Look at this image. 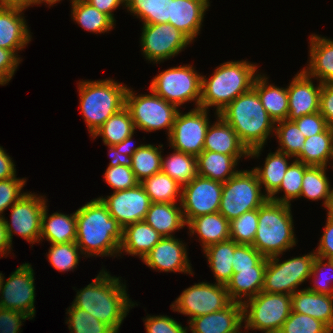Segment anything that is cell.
I'll return each instance as SVG.
<instances>
[{
    "label": "cell",
    "mask_w": 333,
    "mask_h": 333,
    "mask_svg": "<svg viewBox=\"0 0 333 333\" xmlns=\"http://www.w3.org/2000/svg\"><path fill=\"white\" fill-rule=\"evenodd\" d=\"M76 244L85 256H119L123 227L100 198L76 210ZM87 253V254H86Z\"/></svg>",
    "instance_id": "cell-1"
},
{
    "label": "cell",
    "mask_w": 333,
    "mask_h": 333,
    "mask_svg": "<svg viewBox=\"0 0 333 333\" xmlns=\"http://www.w3.org/2000/svg\"><path fill=\"white\" fill-rule=\"evenodd\" d=\"M121 281L119 277L111 276L102 269L90 284L77 290L72 304L119 333V328L130 308L138 305L129 299L126 285Z\"/></svg>",
    "instance_id": "cell-2"
},
{
    "label": "cell",
    "mask_w": 333,
    "mask_h": 333,
    "mask_svg": "<svg viewBox=\"0 0 333 333\" xmlns=\"http://www.w3.org/2000/svg\"><path fill=\"white\" fill-rule=\"evenodd\" d=\"M218 115L235 130L251 158L260 156L267 138L275 130L276 123L264 109L253 87L239 95Z\"/></svg>",
    "instance_id": "cell-3"
},
{
    "label": "cell",
    "mask_w": 333,
    "mask_h": 333,
    "mask_svg": "<svg viewBox=\"0 0 333 333\" xmlns=\"http://www.w3.org/2000/svg\"><path fill=\"white\" fill-rule=\"evenodd\" d=\"M257 69L255 63L246 60L221 63L211 77L202 76L200 107L207 110L214 107L218 115L239 95L253 87L259 75Z\"/></svg>",
    "instance_id": "cell-4"
},
{
    "label": "cell",
    "mask_w": 333,
    "mask_h": 333,
    "mask_svg": "<svg viewBox=\"0 0 333 333\" xmlns=\"http://www.w3.org/2000/svg\"><path fill=\"white\" fill-rule=\"evenodd\" d=\"M291 204L267 199L258 208V228L253 247L264 257L281 255L296 245Z\"/></svg>",
    "instance_id": "cell-5"
},
{
    "label": "cell",
    "mask_w": 333,
    "mask_h": 333,
    "mask_svg": "<svg viewBox=\"0 0 333 333\" xmlns=\"http://www.w3.org/2000/svg\"><path fill=\"white\" fill-rule=\"evenodd\" d=\"M128 87L113 79L80 81V109L91 136L113 114L125 107Z\"/></svg>",
    "instance_id": "cell-6"
},
{
    "label": "cell",
    "mask_w": 333,
    "mask_h": 333,
    "mask_svg": "<svg viewBox=\"0 0 333 333\" xmlns=\"http://www.w3.org/2000/svg\"><path fill=\"white\" fill-rule=\"evenodd\" d=\"M261 184L256 172L239 170L223 183L219 213L229 222L245 212L258 209L268 197L261 192Z\"/></svg>",
    "instance_id": "cell-7"
},
{
    "label": "cell",
    "mask_w": 333,
    "mask_h": 333,
    "mask_svg": "<svg viewBox=\"0 0 333 333\" xmlns=\"http://www.w3.org/2000/svg\"><path fill=\"white\" fill-rule=\"evenodd\" d=\"M245 329L262 333H278L292 311L291 295L259 292L243 303Z\"/></svg>",
    "instance_id": "cell-8"
},
{
    "label": "cell",
    "mask_w": 333,
    "mask_h": 333,
    "mask_svg": "<svg viewBox=\"0 0 333 333\" xmlns=\"http://www.w3.org/2000/svg\"><path fill=\"white\" fill-rule=\"evenodd\" d=\"M149 90L151 94L136 95L128 87L125 107L131 115L135 129L146 132L167 129L169 136L180 109L158 96L152 89L149 88Z\"/></svg>",
    "instance_id": "cell-9"
},
{
    "label": "cell",
    "mask_w": 333,
    "mask_h": 333,
    "mask_svg": "<svg viewBox=\"0 0 333 333\" xmlns=\"http://www.w3.org/2000/svg\"><path fill=\"white\" fill-rule=\"evenodd\" d=\"M201 87L202 75L186 64L160 72L149 88L178 108L189 101H195V106L200 107Z\"/></svg>",
    "instance_id": "cell-10"
},
{
    "label": "cell",
    "mask_w": 333,
    "mask_h": 333,
    "mask_svg": "<svg viewBox=\"0 0 333 333\" xmlns=\"http://www.w3.org/2000/svg\"><path fill=\"white\" fill-rule=\"evenodd\" d=\"M280 254L267 258L262 291L293 295L310 278L315 252L280 262Z\"/></svg>",
    "instance_id": "cell-11"
},
{
    "label": "cell",
    "mask_w": 333,
    "mask_h": 333,
    "mask_svg": "<svg viewBox=\"0 0 333 333\" xmlns=\"http://www.w3.org/2000/svg\"><path fill=\"white\" fill-rule=\"evenodd\" d=\"M225 285L208 282L195 283L184 289L172 303L171 309L192 318L220 311L231 303Z\"/></svg>",
    "instance_id": "cell-12"
},
{
    "label": "cell",
    "mask_w": 333,
    "mask_h": 333,
    "mask_svg": "<svg viewBox=\"0 0 333 333\" xmlns=\"http://www.w3.org/2000/svg\"><path fill=\"white\" fill-rule=\"evenodd\" d=\"M208 110L195 107L183 114L178 111L168 136L169 146L177 151L198 156L204 149V141L210 121Z\"/></svg>",
    "instance_id": "cell-13"
},
{
    "label": "cell",
    "mask_w": 333,
    "mask_h": 333,
    "mask_svg": "<svg viewBox=\"0 0 333 333\" xmlns=\"http://www.w3.org/2000/svg\"><path fill=\"white\" fill-rule=\"evenodd\" d=\"M140 38L142 54L153 63L164 62L176 56L191 43L170 23L143 25Z\"/></svg>",
    "instance_id": "cell-14"
},
{
    "label": "cell",
    "mask_w": 333,
    "mask_h": 333,
    "mask_svg": "<svg viewBox=\"0 0 333 333\" xmlns=\"http://www.w3.org/2000/svg\"><path fill=\"white\" fill-rule=\"evenodd\" d=\"M45 197L32 192L25 194L14 203L11 209V223L4 217L9 239L12 243L13 233L26 239L27 242L39 243L41 235L42 215L46 203Z\"/></svg>",
    "instance_id": "cell-15"
},
{
    "label": "cell",
    "mask_w": 333,
    "mask_h": 333,
    "mask_svg": "<svg viewBox=\"0 0 333 333\" xmlns=\"http://www.w3.org/2000/svg\"><path fill=\"white\" fill-rule=\"evenodd\" d=\"M2 274L0 284V308L22 312L30 317L35 315V279L29 263L20 265L8 279Z\"/></svg>",
    "instance_id": "cell-16"
},
{
    "label": "cell",
    "mask_w": 333,
    "mask_h": 333,
    "mask_svg": "<svg viewBox=\"0 0 333 333\" xmlns=\"http://www.w3.org/2000/svg\"><path fill=\"white\" fill-rule=\"evenodd\" d=\"M223 183L197 175L182 187L181 208L186 225L195 217L219 211Z\"/></svg>",
    "instance_id": "cell-17"
},
{
    "label": "cell",
    "mask_w": 333,
    "mask_h": 333,
    "mask_svg": "<svg viewBox=\"0 0 333 333\" xmlns=\"http://www.w3.org/2000/svg\"><path fill=\"white\" fill-rule=\"evenodd\" d=\"M99 198L123 228L143 221L151 205V200L140 183L136 187L113 191L110 196Z\"/></svg>",
    "instance_id": "cell-18"
},
{
    "label": "cell",
    "mask_w": 333,
    "mask_h": 333,
    "mask_svg": "<svg viewBox=\"0 0 333 333\" xmlns=\"http://www.w3.org/2000/svg\"><path fill=\"white\" fill-rule=\"evenodd\" d=\"M186 245L175 237L162 239L142 258L151 269L161 272H183L193 275Z\"/></svg>",
    "instance_id": "cell-19"
},
{
    "label": "cell",
    "mask_w": 333,
    "mask_h": 333,
    "mask_svg": "<svg viewBox=\"0 0 333 333\" xmlns=\"http://www.w3.org/2000/svg\"><path fill=\"white\" fill-rule=\"evenodd\" d=\"M322 84H313L311 77L302 69L287 86L289 112L287 120L293 121L319 111Z\"/></svg>",
    "instance_id": "cell-20"
},
{
    "label": "cell",
    "mask_w": 333,
    "mask_h": 333,
    "mask_svg": "<svg viewBox=\"0 0 333 333\" xmlns=\"http://www.w3.org/2000/svg\"><path fill=\"white\" fill-rule=\"evenodd\" d=\"M192 333H241L243 305L231 302L224 309L188 320Z\"/></svg>",
    "instance_id": "cell-21"
},
{
    "label": "cell",
    "mask_w": 333,
    "mask_h": 333,
    "mask_svg": "<svg viewBox=\"0 0 333 333\" xmlns=\"http://www.w3.org/2000/svg\"><path fill=\"white\" fill-rule=\"evenodd\" d=\"M24 8L0 6V48L18 51L31 41V34L23 17Z\"/></svg>",
    "instance_id": "cell-22"
},
{
    "label": "cell",
    "mask_w": 333,
    "mask_h": 333,
    "mask_svg": "<svg viewBox=\"0 0 333 333\" xmlns=\"http://www.w3.org/2000/svg\"><path fill=\"white\" fill-rule=\"evenodd\" d=\"M209 6V0H172L168 23L193 42L201 31L203 18Z\"/></svg>",
    "instance_id": "cell-23"
},
{
    "label": "cell",
    "mask_w": 333,
    "mask_h": 333,
    "mask_svg": "<svg viewBox=\"0 0 333 333\" xmlns=\"http://www.w3.org/2000/svg\"><path fill=\"white\" fill-rule=\"evenodd\" d=\"M266 266L267 257H264L256 266L251 268L233 269L232 277L226 285L231 301L243 303L245 299L255 297L261 292Z\"/></svg>",
    "instance_id": "cell-24"
},
{
    "label": "cell",
    "mask_w": 333,
    "mask_h": 333,
    "mask_svg": "<svg viewBox=\"0 0 333 333\" xmlns=\"http://www.w3.org/2000/svg\"><path fill=\"white\" fill-rule=\"evenodd\" d=\"M309 56L308 67L303 70L321 84L333 83V40L312 34Z\"/></svg>",
    "instance_id": "cell-25"
},
{
    "label": "cell",
    "mask_w": 333,
    "mask_h": 333,
    "mask_svg": "<svg viewBox=\"0 0 333 333\" xmlns=\"http://www.w3.org/2000/svg\"><path fill=\"white\" fill-rule=\"evenodd\" d=\"M291 306L292 311L321 320L333 331V295L301 289L291 295Z\"/></svg>",
    "instance_id": "cell-26"
},
{
    "label": "cell",
    "mask_w": 333,
    "mask_h": 333,
    "mask_svg": "<svg viewBox=\"0 0 333 333\" xmlns=\"http://www.w3.org/2000/svg\"><path fill=\"white\" fill-rule=\"evenodd\" d=\"M203 150L225 155H249V150L240 141L235 130L219 115L217 121L208 126Z\"/></svg>",
    "instance_id": "cell-27"
},
{
    "label": "cell",
    "mask_w": 333,
    "mask_h": 333,
    "mask_svg": "<svg viewBox=\"0 0 333 333\" xmlns=\"http://www.w3.org/2000/svg\"><path fill=\"white\" fill-rule=\"evenodd\" d=\"M162 239V236L144 220L126 225L119 255L125 252L142 258Z\"/></svg>",
    "instance_id": "cell-28"
},
{
    "label": "cell",
    "mask_w": 333,
    "mask_h": 333,
    "mask_svg": "<svg viewBox=\"0 0 333 333\" xmlns=\"http://www.w3.org/2000/svg\"><path fill=\"white\" fill-rule=\"evenodd\" d=\"M249 155H225L219 152L203 150L197 158V173L214 181L225 183L233 177L238 160Z\"/></svg>",
    "instance_id": "cell-29"
},
{
    "label": "cell",
    "mask_w": 333,
    "mask_h": 333,
    "mask_svg": "<svg viewBox=\"0 0 333 333\" xmlns=\"http://www.w3.org/2000/svg\"><path fill=\"white\" fill-rule=\"evenodd\" d=\"M186 226L189 228L190 235L198 234L202 250L212 244L230 239V222L219 212L195 217Z\"/></svg>",
    "instance_id": "cell-30"
},
{
    "label": "cell",
    "mask_w": 333,
    "mask_h": 333,
    "mask_svg": "<svg viewBox=\"0 0 333 333\" xmlns=\"http://www.w3.org/2000/svg\"><path fill=\"white\" fill-rule=\"evenodd\" d=\"M47 212L48 208L45 205L42 215L40 240L42 241L45 238L50 244L76 242V212L70 215L55 212L50 216Z\"/></svg>",
    "instance_id": "cell-31"
},
{
    "label": "cell",
    "mask_w": 333,
    "mask_h": 333,
    "mask_svg": "<svg viewBox=\"0 0 333 333\" xmlns=\"http://www.w3.org/2000/svg\"><path fill=\"white\" fill-rule=\"evenodd\" d=\"M177 203H151L144 221L162 237H174L173 232L185 227L181 205Z\"/></svg>",
    "instance_id": "cell-32"
},
{
    "label": "cell",
    "mask_w": 333,
    "mask_h": 333,
    "mask_svg": "<svg viewBox=\"0 0 333 333\" xmlns=\"http://www.w3.org/2000/svg\"><path fill=\"white\" fill-rule=\"evenodd\" d=\"M253 88L256 90L264 109L276 123L286 120L289 112L287 88L268 83V78L261 73L255 78Z\"/></svg>",
    "instance_id": "cell-33"
},
{
    "label": "cell",
    "mask_w": 333,
    "mask_h": 333,
    "mask_svg": "<svg viewBox=\"0 0 333 333\" xmlns=\"http://www.w3.org/2000/svg\"><path fill=\"white\" fill-rule=\"evenodd\" d=\"M238 245L232 239L212 244L204 249L217 284L227 285L233 274L234 251Z\"/></svg>",
    "instance_id": "cell-34"
},
{
    "label": "cell",
    "mask_w": 333,
    "mask_h": 333,
    "mask_svg": "<svg viewBox=\"0 0 333 333\" xmlns=\"http://www.w3.org/2000/svg\"><path fill=\"white\" fill-rule=\"evenodd\" d=\"M333 160V128L306 138L303 149L295 160L309 166L327 167Z\"/></svg>",
    "instance_id": "cell-35"
},
{
    "label": "cell",
    "mask_w": 333,
    "mask_h": 333,
    "mask_svg": "<svg viewBox=\"0 0 333 333\" xmlns=\"http://www.w3.org/2000/svg\"><path fill=\"white\" fill-rule=\"evenodd\" d=\"M292 156L275 151L268 153L263 168H252L259 179V183L265 187V195L269 198L280 186L283 177L291 164L288 159Z\"/></svg>",
    "instance_id": "cell-36"
},
{
    "label": "cell",
    "mask_w": 333,
    "mask_h": 333,
    "mask_svg": "<svg viewBox=\"0 0 333 333\" xmlns=\"http://www.w3.org/2000/svg\"><path fill=\"white\" fill-rule=\"evenodd\" d=\"M72 18L86 31L100 34L112 30L115 22L85 0H71Z\"/></svg>",
    "instance_id": "cell-37"
},
{
    "label": "cell",
    "mask_w": 333,
    "mask_h": 333,
    "mask_svg": "<svg viewBox=\"0 0 333 333\" xmlns=\"http://www.w3.org/2000/svg\"><path fill=\"white\" fill-rule=\"evenodd\" d=\"M136 129L131 115L126 107L109 117L104 124L92 135L94 139L102 136L104 145L121 143L128 136L134 134Z\"/></svg>",
    "instance_id": "cell-38"
},
{
    "label": "cell",
    "mask_w": 333,
    "mask_h": 333,
    "mask_svg": "<svg viewBox=\"0 0 333 333\" xmlns=\"http://www.w3.org/2000/svg\"><path fill=\"white\" fill-rule=\"evenodd\" d=\"M125 8L142 19L143 25L168 23L172 0H126Z\"/></svg>",
    "instance_id": "cell-39"
},
{
    "label": "cell",
    "mask_w": 333,
    "mask_h": 333,
    "mask_svg": "<svg viewBox=\"0 0 333 333\" xmlns=\"http://www.w3.org/2000/svg\"><path fill=\"white\" fill-rule=\"evenodd\" d=\"M140 184L151 203H176L177 197H180L181 202L182 186L162 171L144 179Z\"/></svg>",
    "instance_id": "cell-40"
},
{
    "label": "cell",
    "mask_w": 333,
    "mask_h": 333,
    "mask_svg": "<svg viewBox=\"0 0 333 333\" xmlns=\"http://www.w3.org/2000/svg\"><path fill=\"white\" fill-rule=\"evenodd\" d=\"M161 171L183 187L198 175L197 158L194 155L174 150L165 159L162 156Z\"/></svg>",
    "instance_id": "cell-41"
},
{
    "label": "cell",
    "mask_w": 333,
    "mask_h": 333,
    "mask_svg": "<svg viewBox=\"0 0 333 333\" xmlns=\"http://www.w3.org/2000/svg\"><path fill=\"white\" fill-rule=\"evenodd\" d=\"M326 169L327 167L324 166H309L304 171L300 197H305L312 201L323 199L322 205L327 208L333 188L330 187Z\"/></svg>",
    "instance_id": "cell-42"
},
{
    "label": "cell",
    "mask_w": 333,
    "mask_h": 333,
    "mask_svg": "<svg viewBox=\"0 0 333 333\" xmlns=\"http://www.w3.org/2000/svg\"><path fill=\"white\" fill-rule=\"evenodd\" d=\"M162 147L161 144L158 147L145 144L132 155L131 168L139 182L161 171Z\"/></svg>",
    "instance_id": "cell-43"
},
{
    "label": "cell",
    "mask_w": 333,
    "mask_h": 333,
    "mask_svg": "<svg viewBox=\"0 0 333 333\" xmlns=\"http://www.w3.org/2000/svg\"><path fill=\"white\" fill-rule=\"evenodd\" d=\"M308 167L309 165L294 159L289 165L279 188L268 199L279 203L291 204V200L300 198L304 171ZM280 191L284 192L283 197L275 196Z\"/></svg>",
    "instance_id": "cell-44"
},
{
    "label": "cell",
    "mask_w": 333,
    "mask_h": 333,
    "mask_svg": "<svg viewBox=\"0 0 333 333\" xmlns=\"http://www.w3.org/2000/svg\"><path fill=\"white\" fill-rule=\"evenodd\" d=\"M276 123L274 133L280 145L277 151L296 158L303 149L306 138L293 121L286 119Z\"/></svg>",
    "instance_id": "cell-45"
},
{
    "label": "cell",
    "mask_w": 333,
    "mask_h": 333,
    "mask_svg": "<svg viewBox=\"0 0 333 333\" xmlns=\"http://www.w3.org/2000/svg\"><path fill=\"white\" fill-rule=\"evenodd\" d=\"M67 310L66 314H69V317L66 324L70 333H116L109 325L73 304Z\"/></svg>",
    "instance_id": "cell-46"
},
{
    "label": "cell",
    "mask_w": 333,
    "mask_h": 333,
    "mask_svg": "<svg viewBox=\"0 0 333 333\" xmlns=\"http://www.w3.org/2000/svg\"><path fill=\"white\" fill-rule=\"evenodd\" d=\"M80 248L76 242L51 244L48 251V262L59 272H67L77 268Z\"/></svg>",
    "instance_id": "cell-47"
},
{
    "label": "cell",
    "mask_w": 333,
    "mask_h": 333,
    "mask_svg": "<svg viewBox=\"0 0 333 333\" xmlns=\"http://www.w3.org/2000/svg\"><path fill=\"white\" fill-rule=\"evenodd\" d=\"M258 228V209L245 212L230 221V239L238 244L253 245Z\"/></svg>",
    "instance_id": "cell-48"
},
{
    "label": "cell",
    "mask_w": 333,
    "mask_h": 333,
    "mask_svg": "<svg viewBox=\"0 0 333 333\" xmlns=\"http://www.w3.org/2000/svg\"><path fill=\"white\" fill-rule=\"evenodd\" d=\"M321 320L291 311L278 333H332Z\"/></svg>",
    "instance_id": "cell-49"
},
{
    "label": "cell",
    "mask_w": 333,
    "mask_h": 333,
    "mask_svg": "<svg viewBox=\"0 0 333 333\" xmlns=\"http://www.w3.org/2000/svg\"><path fill=\"white\" fill-rule=\"evenodd\" d=\"M324 258L316 256L313 261L312 272L310 275L314 277V286L306 287L309 291L325 294V295H333V274H323L327 269L329 271L333 270V261L332 259H327L328 261L325 263ZM324 262V263H323ZM333 272V271H332ZM329 273V272H328ZM331 276V277H330ZM318 279V280H317Z\"/></svg>",
    "instance_id": "cell-50"
},
{
    "label": "cell",
    "mask_w": 333,
    "mask_h": 333,
    "mask_svg": "<svg viewBox=\"0 0 333 333\" xmlns=\"http://www.w3.org/2000/svg\"><path fill=\"white\" fill-rule=\"evenodd\" d=\"M104 179L114 191L130 189L140 183L135 177L132 168L123 165L107 167L104 173Z\"/></svg>",
    "instance_id": "cell-51"
},
{
    "label": "cell",
    "mask_w": 333,
    "mask_h": 333,
    "mask_svg": "<svg viewBox=\"0 0 333 333\" xmlns=\"http://www.w3.org/2000/svg\"><path fill=\"white\" fill-rule=\"evenodd\" d=\"M26 179L12 177L6 180H0V216L3 212L16 203L25 193H21L25 186Z\"/></svg>",
    "instance_id": "cell-52"
},
{
    "label": "cell",
    "mask_w": 333,
    "mask_h": 333,
    "mask_svg": "<svg viewBox=\"0 0 333 333\" xmlns=\"http://www.w3.org/2000/svg\"><path fill=\"white\" fill-rule=\"evenodd\" d=\"M144 321L147 333H188V327H182L174 318L167 315H147Z\"/></svg>",
    "instance_id": "cell-53"
},
{
    "label": "cell",
    "mask_w": 333,
    "mask_h": 333,
    "mask_svg": "<svg viewBox=\"0 0 333 333\" xmlns=\"http://www.w3.org/2000/svg\"><path fill=\"white\" fill-rule=\"evenodd\" d=\"M233 269H245L256 266L264 256L252 245L238 244L234 251Z\"/></svg>",
    "instance_id": "cell-54"
},
{
    "label": "cell",
    "mask_w": 333,
    "mask_h": 333,
    "mask_svg": "<svg viewBox=\"0 0 333 333\" xmlns=\"http://www.w3.org/2000/svg\"><path fill=\"white\" fill-rule=\"evenodd\" d=\"M305 138L324 132L328 123L320 112H314L293 120Z\"/></svg>",
    "instance_id": "cell-55"
},
{
    "label": "cell",
    "mask_w": 333,
    "mask_h": 333,
    "mask_svg": "<svg viewBox=\"0 0 333 333\" xmlns=\"http://www.w3.org/2000/svg\"><path fill=\"white\" fill-rule=\"evenodd\" d=\"M28 318L22 312L0 308V333H19L23 320Z\"/></svg>",
    "instance_id": "cell-56"
},
{
    "label": "cell",
    "mask_w": 333,
    "mask_h": 333,
    "mask_svg": "<svg viewBox=\"0 0 333 333\" xmlns=\"http://www.w3.org/2000/svg\"><path fill=\"white\" fill-rule=\"evenodd\" d=\"M22 60L13 51L0 48V85L8 83Z\"/></svg>",
    "instance_id": "cell-57"
},
{
    "label": "cell",
    "mask_w": 333,
    "mask_h": 333,
    "mask_svg": "<svg viewBox=\"0 0 333 333\" xmlns=\"http://www.w3.org/2000/svg\"><path fill=\"white\" fill-rule=\"evenodd\" d=\"M319 112L333 128V83H323L320 92Z\"/></svg>",
    "instance_id": "cell-58"
},
{
    "label": "cell",
    "mask_w": 333,
    "mask_h": 333,
    "mask_svg": "<svg viewBox=\"0 0 333 333\" xmlns=\"http://www.w3.org/2000/svg\"><path fill=\"white\" fill-rule=\"evenodd\" d=\"M314 252L316 256L324 258L325 260L333 258V219L328 216L319 245Z\"/></svg>",
    "instance_id": "cell-59"
},
{
    "label": "cell",
    "mask_w": 333,
    "mask_h": 333,
    "mask_svg": "<svg viewBox=\"0 0 333 333\" xmlns=\"http://www.w3.org/2000/svg\"><path fill=\"white\" fill-rule=\"evenodd\" d=\"M95 8H97L100 12L108 15L114 22H116L113 10H116L123 5L125 7L126 0H85Z\"/></svg>",
    "instance_id": "cell-60"
},
{
    "label": "cell",
    "mask_w": 333,
    "mask_h": 333,
    "mask_svg": "<svg viewBox=\"0 0 333 333\" xmlns=\"http://www.w3.org/2000/svg\"><path fill=\"white\" fill-rule=\"evenodd\" d=\"M0 146V180L10 179L16 175V168L12 158Z\"/></svg>",
    "instance_id": "cell-61"
},
{
    "label": "cell",
    "mask_w": 333,
    "mask_h": 333,
    "mask_svg": "<svg viewBox=\"0 0 333 333\" xmlns=\"http://www.w3.org/2000/svg\"><path fill=\"white\" fill-rule=\"evenodd\" d=\"M108 148H109V156L111 158L108 167H115L117 165L131 167L132 156L119 153L118 150L113 145H109Z\"/></svg>",
    "instance_id": "cell-62"
},
{
    "label": "cell",
    "mask_w": 333,
    "mask_h": 333,
    "mask_svg": "<svg viewBox=\"0 0 333 333\" xmlns=\"http://www.w3.org/2000/svg\"><path fill=\"white\" fill-rule=\"evenodd\" d=\"M12 243L9 239L5 226L4 216H0V258L8 255L12 249ZM2 255V256H1Z\"/></svg>",
    "instance_id": "cell-63"
},
{
    "label": "cell",
    "mask_w": 333,
    "mask_h": 333,
    "mask_svg": "<svg viewBox=\"0 0 333 333\" xmlns=\"http://www.w3.org/2000/svg\"><path fill=\"white\" fill-rule=\"evenodd\" d=\"M133 135L128 136L126 139H124L121 143L113 145L119 153L126 154L128 156H132L143 144L139 146H133L134 142L132 140Z\"/></svg>",
    "instance_id": "cell-64"
},
{
    "label": "cell",
    "mask_w": 333,
    "mask_h": 333,
    "mask_svg": "<svg viewBox=\"0 0 333 333\" xmlns=\"http://www.w3.org/2000/svg\"><path fill=\"white\" fill-rule=\"evenodd\" d=\"M32 0H0V6L8 7H20L26 10L27 7L31 6Z\"/></svg>",
    "instance_id": "cell-65"
},
{
    "label": "cell",
    "mask_w": 333,
    "mask_h": 333,
    "mask_svg": "<svg viewBox=\"0 0 333 333\" xmlns=\"http://www.w3.org/2000/svg\"><path fill=\"white\" fill-rule=\"evenodd\" d=\"M60 1L61 0H32L31 1V6L32 5H38V4H41V3H46L49 6H51V5L56 4V3L60 2Z\"/></svg>",
    "instance_id": "cell-66"
},
{
    "label": "cell",
    "mask_w": 333,
    "mask_h": 333,
    "mask_svg": "<svg viewBox=\"0 0 333 333\" xmlns=\"http://www.w3.org/2000/svg\"><path fill=\"white\" fill-rule=\"evenodd\" d=\"M326 211H327V216L329 218L333 219V192H332V195L330 197V200H329Z\"/></svg>",
    "instance_id": "cell-67"
},
{
    "label": "cell",
    "mask_w": 333,
    "mask_h": 333,
    "mask_svg": "<svg viewBox=\"0 0 333 333\" xmlns=\"http://www.w3.org/2000/svg\"><path fill=\"white\" fill-rule=\"evenodd\" d=\"M1 279H2V273H0V284H1Z\"/></svg>",
    "instance_id": "cell-68"
}]
</instances>
